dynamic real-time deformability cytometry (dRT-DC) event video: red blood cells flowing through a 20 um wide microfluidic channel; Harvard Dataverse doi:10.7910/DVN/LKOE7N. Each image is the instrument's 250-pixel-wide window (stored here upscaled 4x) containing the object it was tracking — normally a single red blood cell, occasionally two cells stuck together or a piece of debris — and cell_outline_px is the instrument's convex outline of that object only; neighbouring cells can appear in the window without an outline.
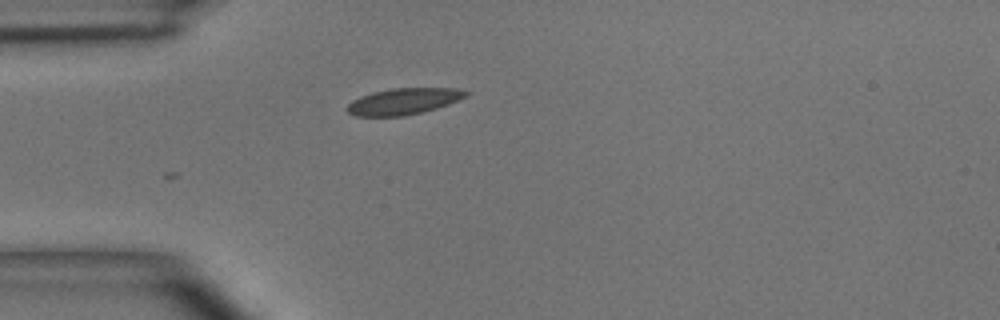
{"species": "common noctule bat (a hibernating species)", "species_latin": "Nyctalus noctula", "temperature_condition": "room temperature", "stored_images_in_passage": 5, "camera_frame_rate_fps": 3000, "um_per_image_px": 0.085, "animal": {"sex": "male", "body_mass_g": 15.6}, "frame": {"image": 1, "passage_image": 1, "time_ms": 0.0, "image_size_px": [1000, 320], "cell_outline_px": [[468, 96], [448, 104], [436, 108], [404, 116], [356, 116], [348, 112], [344, 108], [352, 100], [360, 96], [372, 92], [392, 88], [456, 88], [468, 92]], "centroid_in_image_um": [34.26, 8.61], "position_along_channel_um": 50.7, "area_um2": 18.21}}